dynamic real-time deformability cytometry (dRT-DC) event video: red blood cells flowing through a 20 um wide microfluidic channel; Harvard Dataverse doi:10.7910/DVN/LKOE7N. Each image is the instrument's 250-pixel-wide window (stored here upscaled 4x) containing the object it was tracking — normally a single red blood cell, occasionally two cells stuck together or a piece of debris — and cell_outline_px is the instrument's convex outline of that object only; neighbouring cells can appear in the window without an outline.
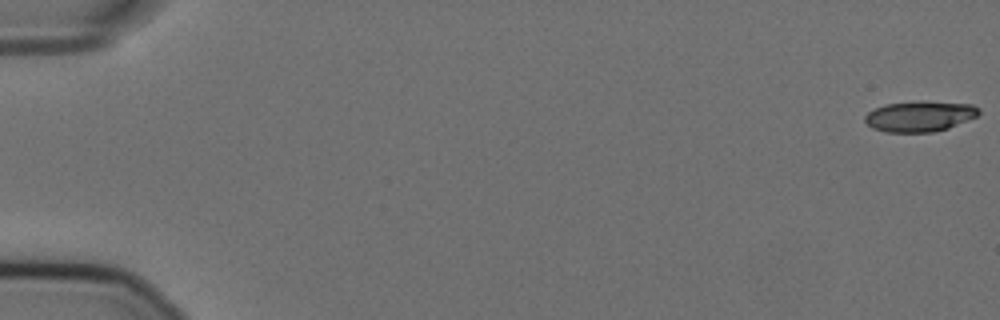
{"species": "Egyptian fruit bat (a non-hibernating species)", "species_latin": "Rousettus aegyptiacus", "temperature_condition": "cold", "stored_images_in_passage": 57, "camera_frame_rate_fps": 3000, "um_per_image_px": 0.085, "animal": {"sex": "female"}, "frame": {"image": 1, "passage_image": 1, "time_ms": 0.0, "image_size_px": [1000, 320], "cell_outline_px": [[980, 112], [976, 116], [948, 128], [932, 132], [884, 132], [872, 128], [864, 120], [864, 116], [868, 112], [876, 108], [888, 104], [924, 100], [972, 104], [980, 108]], "centroid_in_image_um": [78.18, 9.87], "position_along_channel_um": 6.8, "area_um2": 20.35}}
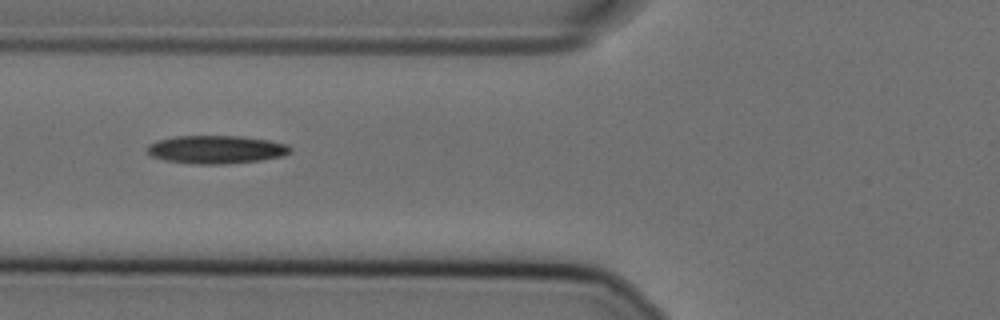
{"frame": {"image": 2, "passage_image": 23, "time_ms": 7.333, "image_size_px": [1000, 320], "cell_outline_px": [[292, 152], [284, 156], [260, 160], [228, 164], [196, 164], [164, 160], [152, 156], [148, 152], [148, 144], [156, 140], [176, 136], [240, 136], [268, 140], [288, 144], [292, 148]], "centroid_in_image_um": [18.41, 12.71], "position_along_channel_um": 107.4, "area_um2": 23.58}}
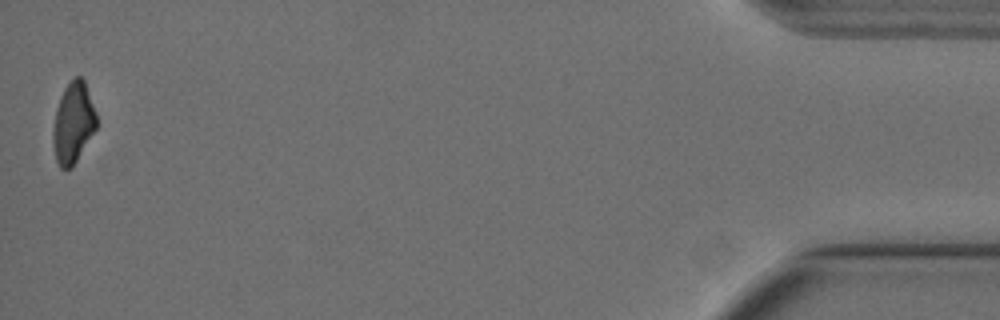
{"frame": {"image": 3, "passage_image": 57, "time_ms": 18.667, "image_size_px": [1000, 320], "cell_outline_px": [[96, 128], [72, 168], [60, 168], [56, 160], [52, 140], [52, 132], [56, 108], [60, 96], [64, 88], [76, 76], [80, 76], [84, 80], [96, 112]], "centroid_in_image_um": [6.2, 10.45], "position_along_channel_um": 429.0, "area_um2": 20.35}, "authors_computed_cell_mechanics": {"area_um2": 22.1374, "velocity_mm_per_s": 3.5937, "shape_relaxation_time_tau1_ms": 8.0234, "shape_relaxation_time_tau2_ms": null, "deformation_change_tau1": 0.169, "deformation_change_tau2": null}}